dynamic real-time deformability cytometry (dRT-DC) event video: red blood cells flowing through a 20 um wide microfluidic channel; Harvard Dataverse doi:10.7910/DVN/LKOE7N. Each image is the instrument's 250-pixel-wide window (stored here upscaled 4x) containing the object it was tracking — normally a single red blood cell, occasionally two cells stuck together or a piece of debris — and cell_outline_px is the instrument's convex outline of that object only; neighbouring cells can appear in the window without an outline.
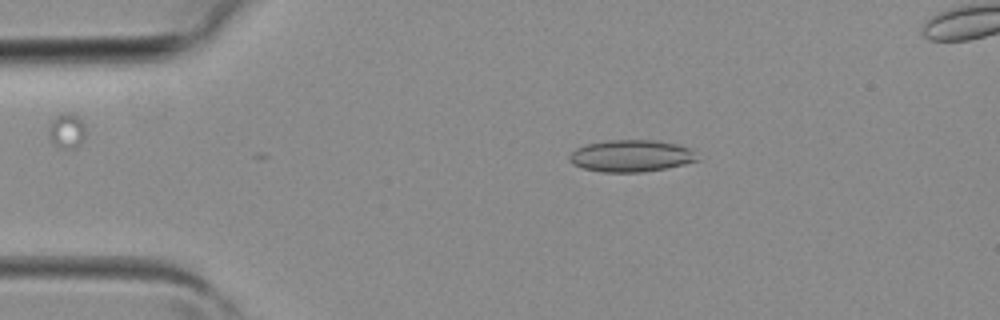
{"species": "common noctule bat (a hibernating species)", "species_latin": "Nyctalus noctula", "temperature_condition": "room temperature", "stored_images_in_passage": 5, "camera_frame_rate_fps": 3000, "um_per_image_px": 0.085, "animal": {"sex": "female", "body_mass_g": 19.3, "forearm_length_mm": 54.1}, "frame": {"image": 1, "passage_image": 3, "time_ms": 0.667, "image_size_px": [1000, 320], "cell_outline_px": [[700, 160], [684, 164], [664, 168], [640, 172], [604, 172], [584, 168], [572, 164], [568, 160], [568, 156], [576, 148], [588, 144], [608, 140], [656, 140], [676, 144], [688, 148]], "centroid_in_image_um": [53.61, 13.25], "position_along_channel_um": 31.4, "area_um2": 23.52}}